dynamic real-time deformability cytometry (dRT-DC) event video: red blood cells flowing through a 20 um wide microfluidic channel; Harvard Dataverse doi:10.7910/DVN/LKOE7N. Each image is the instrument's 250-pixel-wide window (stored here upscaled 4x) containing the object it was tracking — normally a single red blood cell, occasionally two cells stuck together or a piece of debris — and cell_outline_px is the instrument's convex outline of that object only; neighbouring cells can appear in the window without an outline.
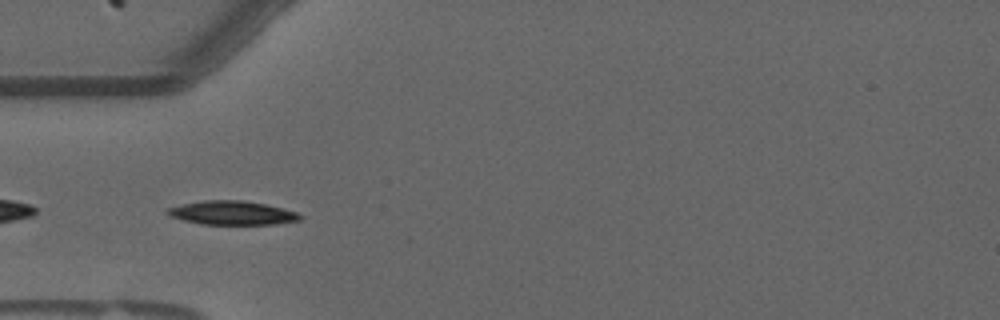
{"species": "common noctule bat (a hibernating species)", "species_latin": "Nyctalus noctula", "temperature_condition": "warm", "stored_images_in_passage": 41, "camera_frame_rate_fps": 3000, "um_per_image_px": 0.085, "animal": {"sex": "male", "forearm_length_mm": 52.5}, "frame": {"image": 1, "passage_image": 2, "time_ms": 0.333, "image_size_px": [1000, 320], "cell_outline_px": [[304, 216], [300, 220], [272, 224], [200, 224], [184, 220], [172, 216], [164, 212], [168, 208], [180, 204], [204, 200], [244, 200], [284, 208], [296, 212]], "centroid_in_image_um": [19.73, 18.09], "position_along_channel_um": 65.3, "area_um2": 18.38}}
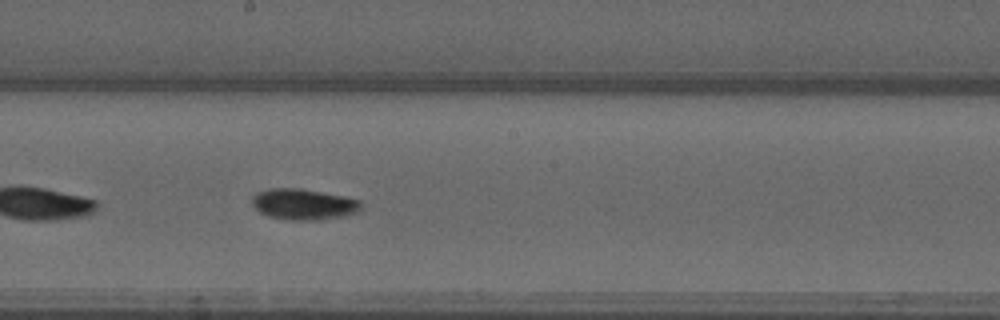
{"frame": {"image": 2, "passage_image": 15, "time_ms": 4.667, "image_size_px": [1000, 320], "cell_outline_px": [[360, 212], [344, 216], [320, 220], [284, 220], [268, 216], [260, 212], [252, 204], [252, 196], [256, 192], [268, 188], [300, 188], [344, 196], [360, 200]], "centroid_in_image_um": [25.79, 17.36], "position_along_channel_um": 222.4, "area_um2": 19.88}}
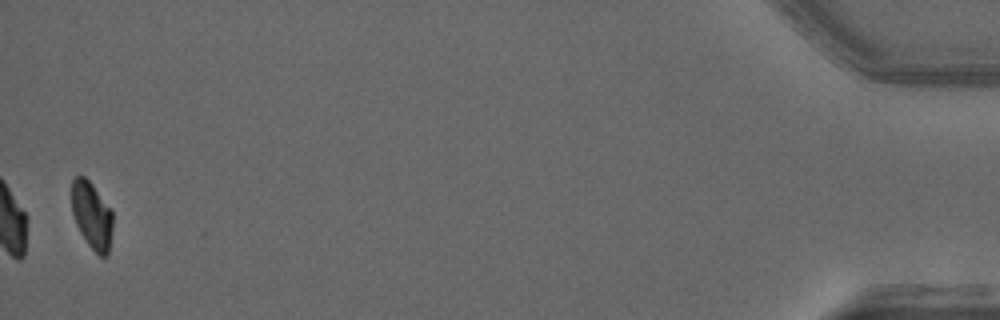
{"frame": {"image": 3, "passage_image": 40, "time_ms": 13.0, "image_size_px": [1000, 320], "cell_outline_px": [[112, 232], [108, 256], [100, 256], [88, 244], [80, 232], [76, 224], [72, 212], [72, 180], [76, 176], [84, 176], [92, 184], [112, 212]], "centroid_in_image_um": [7.8, 18.32], "position_along_channel_um": 427.4, "area_um2": 15.84}, "authors_computed_cell_mechanics": {"area_um2": 17.918, "velocity_mm_per_s": 3.632, "shape_relaxation_time_tau1_ms": 3.5083, "shape_relaxation_time_tau2_ms": null, "deformation_change_tau1": 0.1529, "deformation_change_tau2": null}}